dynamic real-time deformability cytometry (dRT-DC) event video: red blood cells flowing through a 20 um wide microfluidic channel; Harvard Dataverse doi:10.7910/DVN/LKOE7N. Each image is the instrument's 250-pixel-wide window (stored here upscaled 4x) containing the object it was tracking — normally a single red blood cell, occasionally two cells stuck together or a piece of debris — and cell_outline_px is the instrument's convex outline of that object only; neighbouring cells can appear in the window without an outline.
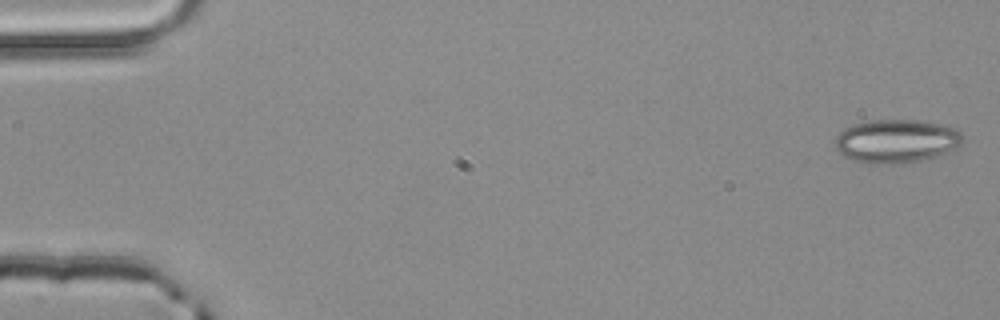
{"species": "common noctule bat (a hibernating species)", "species_latin": "Nyctalus noctula", "temperature_condition": "room temperature", "stored_images_in_passage": 4, "camera_frame_rate_fps": 3000, "um_per_image_px": 0.085, "animal": {"sex": "male", "body_mass_g": 20.4}, "frame": {"image": 1, "passage_image": 1, "time_ms": 0.0, "image_size_px": [1000, 320], "cell_outline_px": [[964, 140], [956, 148], [936, 156], [900, 164], [876, 164], [852, 160], [844, 156], [836, 148], [836, 136], [844, 128], [852, 124], [868, 120], [916, 120], [940, 124], [956, 128], [964, 136]], "centroid_in_image_um": [76.19, 11.98], "position_along_channel_um": 8.8, "area_um2": 32.37}}